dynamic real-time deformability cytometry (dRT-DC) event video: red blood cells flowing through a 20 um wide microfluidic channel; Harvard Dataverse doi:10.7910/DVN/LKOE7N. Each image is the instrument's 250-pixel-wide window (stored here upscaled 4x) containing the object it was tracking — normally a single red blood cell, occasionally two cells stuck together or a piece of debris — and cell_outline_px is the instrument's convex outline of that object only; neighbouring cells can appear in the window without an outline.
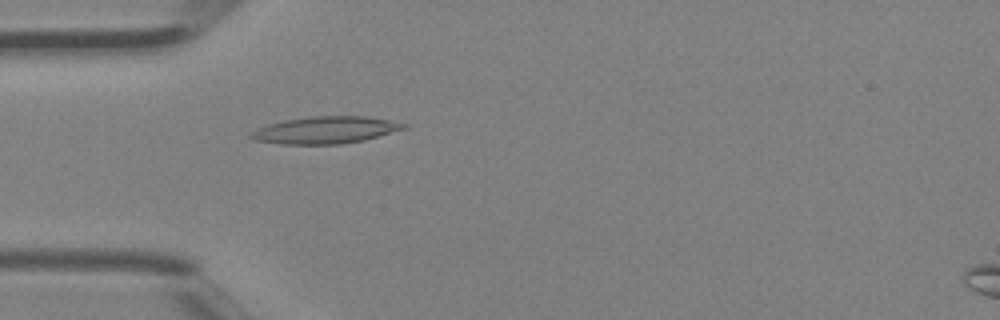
{"species": "Egyptian fruit bat (a non-hibernating species)", "species_latin": "Rousettus aegyptiacus", "temperature_condition": "room temperature", "stored_images_in_passage": 33, "camera_frame_rate_fps": 3000, "um_per_image_px": 0.085, "animal": {"sex": "female"}, "frame": {"image": 1, "passage_image": 4, "time_ms": 1.0, "image_size_px": [1000, 320], "cell_outline_px": [[408, 128], [364, 140], [340, 144], [280, 144], [256, 140], [248, 136], [256, 128], [268, 124], [284, 120], [308, 116], [364, 116], [388, 120], [408, 124]], "centroid_in_image_um": [27.66, 11.05], "position_along_channel_um": 57.3, "area_um2": 24.1}}
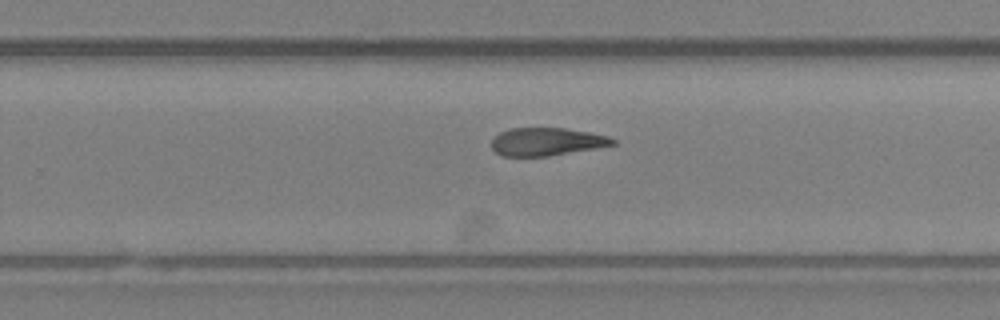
{"frame": {"image": 2, "passage_image": 18, "time_ms": 5.667, "image_size_px": [1000, 320], "cell_outline_px": [[616, 144], [548, 156], [504, 156], [496, 152], [492, 148], [492, 140], [500, 132], [512, 128], [564, 128], [588, 132], [608, 136], [616, 140]], "centroid_in_image_um": [46.45, 12.04], "position_along_channel_um": 283.3, "area_um2": 19.42}}
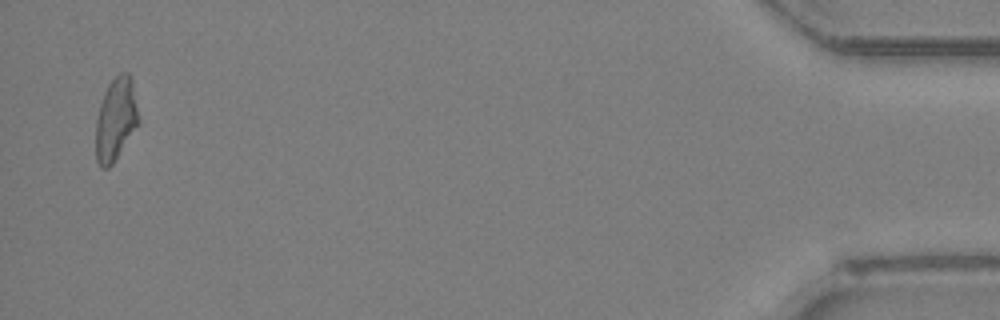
{"frame": {"image": 3, "passage_image": 32, "time_ms": 10.333, "image_size_px": [1000, 320], "cell_outline_px": [[140, 120], [112, 164], [108, 168], [100, 168], [96, 160], [96, 120], [100, 104], [104, 92], [108, 84], [120, 72], [128, 72], [132, 76]], "centroid_in_image_um": [9.84, 10.09], "position_along_channel_um": 425.4, "area_um2": 20.63}}